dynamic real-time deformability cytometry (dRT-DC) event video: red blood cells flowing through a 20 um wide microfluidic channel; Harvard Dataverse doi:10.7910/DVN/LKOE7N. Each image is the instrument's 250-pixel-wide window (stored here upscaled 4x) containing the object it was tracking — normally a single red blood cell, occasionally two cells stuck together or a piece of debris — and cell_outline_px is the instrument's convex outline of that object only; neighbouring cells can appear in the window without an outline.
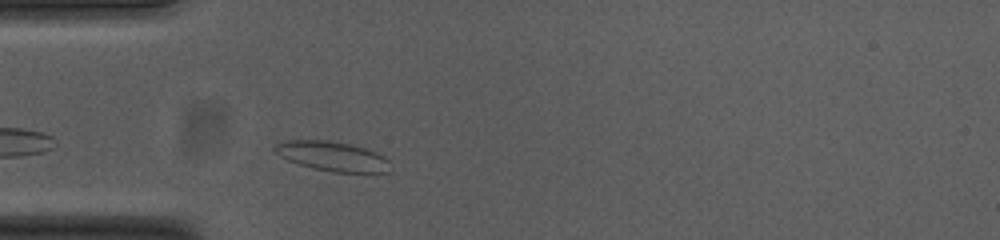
{"species": "common noctule bat (a hibernating species)", "species_latin": "Nyctalus noctula", "temperature_condition": "cold", "stored_images_in_passage": 30, "camera_frame_rate_fps": 3000, "um_per_image_px": 0.085, "animal": {"sex": "female", "body_mass_g": 23.0, "forearm_length_mm": 53.4}, "frame": {"image": 1, "passage_image": 4, "time_ms": 1.0, "image_size_px": [1000, 240], "cell_outline_px": [[388, 172], [332, 172], [312, 168], [288, 160], [272, 152], [272, 148], [276, 144], [284, 140], [324, 140], [348, 144], [364, 148], [376, 152], [384, 156], [388, 160]], "centroid_in_image_um": [28.18, 13.27], "position_along_channel_um": 56.8, "area_um2": 19.77}}
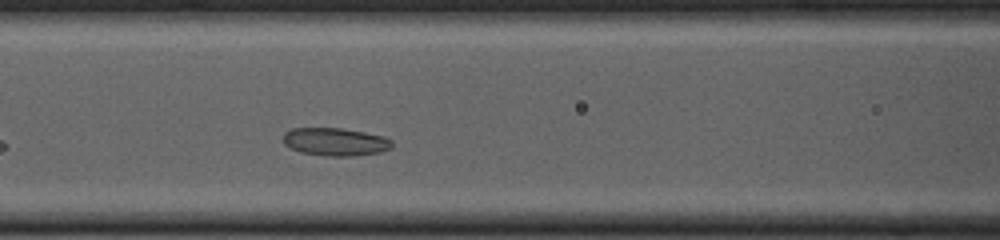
{"frame": {"image": 2, "passage_image": 11, "time_ms": 3.333, "image_size_px": [1000, 240], "cell_outline_px": [[392, 148], [380, 152], [352, 156], [328, 156], [300, 152], [284, 144], [284, 132], [292, 128], [344, 128], [384, 136], [392, 140]], "centroid_in_image_um": [28.52, 12.05], "position_along_channel_um": 138.1, "area_um2": 17.74}}
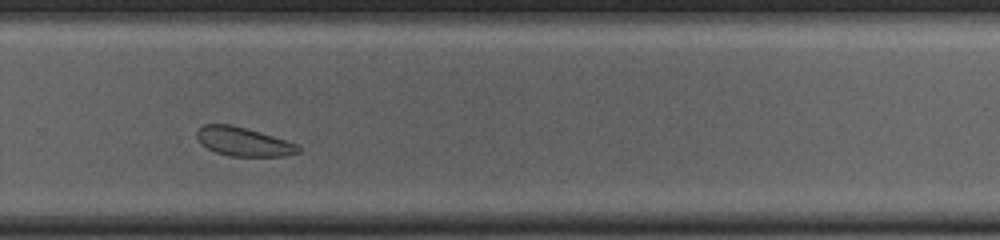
{"frame": {"image": 3, "passage_image": 25, "time_ms": 8.0, "image_size_px": [1000, 240], "cell_outline_px": [[300, 152], [284, 156], [228, 156], [216, 152], [200, 144], [196, 136], [196, 132], [204, 124], [232, 124], [260, 132], [296, 144], [300, 148]], "centroid_in_image_um": [20.65, 12.04], "position_along_channel_um": 309.2, "area_um2": 16.94}, "authors_computed_cell_mechanics": {"area_um2": 17.8313, "velocity_mm_per_s": 3.6665, "shape_relaxation_time_tau1_ms": 3.5564, "shape_relaxation_time_tau2_ms": 7.6584, "deformation_change_tau1": 0.1053, "deformation_change_tau2": 0.1204}}